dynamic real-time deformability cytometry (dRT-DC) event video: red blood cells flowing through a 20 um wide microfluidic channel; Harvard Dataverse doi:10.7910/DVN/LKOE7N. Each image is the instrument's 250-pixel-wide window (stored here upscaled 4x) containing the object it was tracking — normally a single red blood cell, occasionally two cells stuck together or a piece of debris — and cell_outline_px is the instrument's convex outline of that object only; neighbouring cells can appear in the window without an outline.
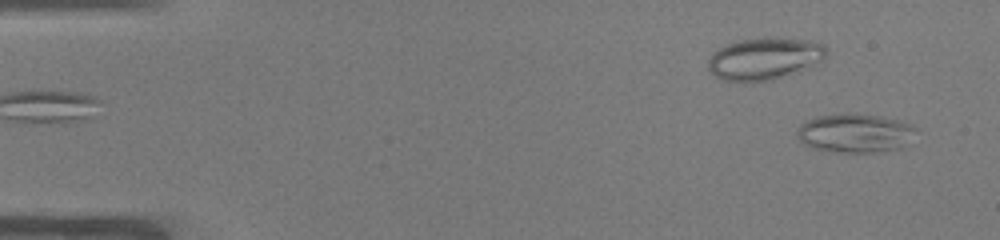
{"species": "common noctule bat (a hibernating species)", "species_latin": "Nyctalus noctula", "temperature_condition": "warm", "stored_images_in_passage": 51, "camera_frame_rate_fps": 3000, "um_per_image_px": 0.085, "animal": {"sex": "male", "body_mass_g": 19.0, "forearm_length_mm": 50.8}, "frame": {"image": 1, "passage_image": 2, "time_ms": 0.333, "image_size_px": [1000, 240], "cell_outline_px": [[916, 128], [900, 148], [872, 152], [832, 152], [812, 148], [804, 144], [796, 136], [796, 132], [800, 124], [816, 116], [848, 112], [880, 116], [896, 120], [908, 124]], "centroid_in_image_um": [72.56, 11.3], "position_along_channel_um": 12.4, "area_um2": 26.65}}
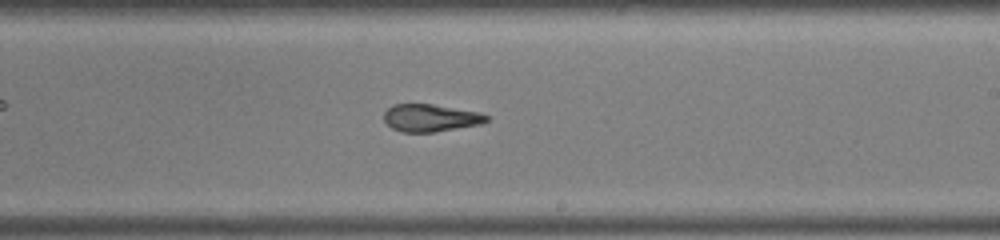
{"frame": {"image": 2, "passage_image": 30, "time_ms": 9.667, "image_size_px": [1000, 240], "cell_outline_px": [[488, 120], [480, 124], [436, 132], [400, 132], [392, 128], [384, 120], [384, 112], [392, 104], [432, 104], [480, 112], [488, 116]], "centroid_in_image_um": [36.58, 10.02], "position_along_channel_um": 252.4, "area_um2": 16.42}}
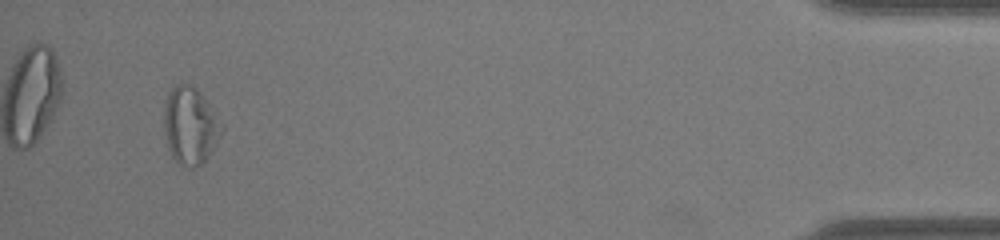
{"frame": {"image": 3, "passage_image": 48, "time_ms": 15.667, "image_size_px": [1000, 240], "cell_outline_px": [[224, 128], [220, 136], [208, 156], [200, 164], [192, 168], [176, 160], [172, 156], [168, 148], [164, 128], [164, 108], [168, 92], [176, 84], [188, 84], [196, 88], [204, 96], [224, 124]], "centroid_in_image_um": [16.18, 10.64], "position_along_channel_um": 419.0, "area_um2": 25.78}, "authors_computed_cell_mechanics": {"area_um2": 19.5364, "velocity_mm_per_s": 3.9279, "shape_relaxation_time_tau1_ms": null, "shape_relaxation_time_tau2_ms": 2.8309, "deformation_change_tau1": null, "deformation_change_tau2": 0.1197}}